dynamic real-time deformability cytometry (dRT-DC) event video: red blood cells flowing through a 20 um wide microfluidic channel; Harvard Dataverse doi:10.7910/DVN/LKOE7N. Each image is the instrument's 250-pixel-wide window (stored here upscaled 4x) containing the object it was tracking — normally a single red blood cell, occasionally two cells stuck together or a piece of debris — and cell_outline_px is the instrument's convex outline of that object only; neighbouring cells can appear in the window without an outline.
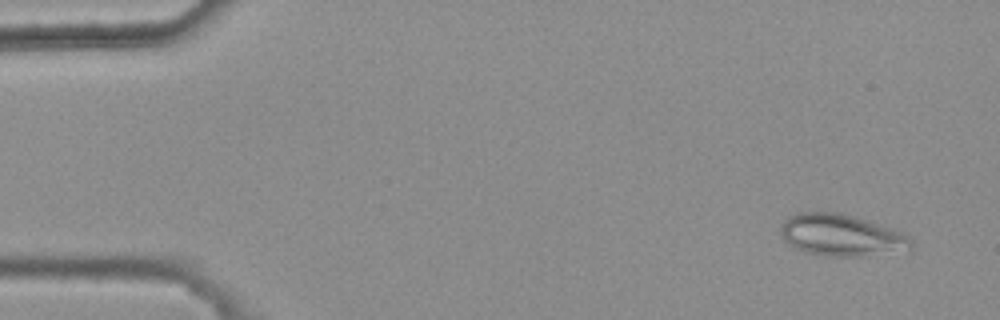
{"species": "common noctule bat (a hibernating species)", "species_latin": "Nyctalus noctula", "temperature_condition": "warm", "stored_images_in_passage": 5, "camera_frame_rate_fps": 3000, "um_per_image_px": 0.085, "animal": {"sex": "female", "body_mass_g": 25.1}, "frame": {"image": 1, "passage_image": 1, "time_ms": 0.0, "image_size_px": [1000, 320], "cell_outline_px": [[912, 248], [860, 256], [824, 256], [804, 252], [792, 248], [784, 240], [780, 232], [780, 224], [788, 216], [800, 212], [840, 212], [868, 220], [900, 232], [908, 236], [912, 240]], "centroid_in_image_um": [71.42, 19.98], "position_along_channel_um": 13.6, "area_um2": 31.67}}